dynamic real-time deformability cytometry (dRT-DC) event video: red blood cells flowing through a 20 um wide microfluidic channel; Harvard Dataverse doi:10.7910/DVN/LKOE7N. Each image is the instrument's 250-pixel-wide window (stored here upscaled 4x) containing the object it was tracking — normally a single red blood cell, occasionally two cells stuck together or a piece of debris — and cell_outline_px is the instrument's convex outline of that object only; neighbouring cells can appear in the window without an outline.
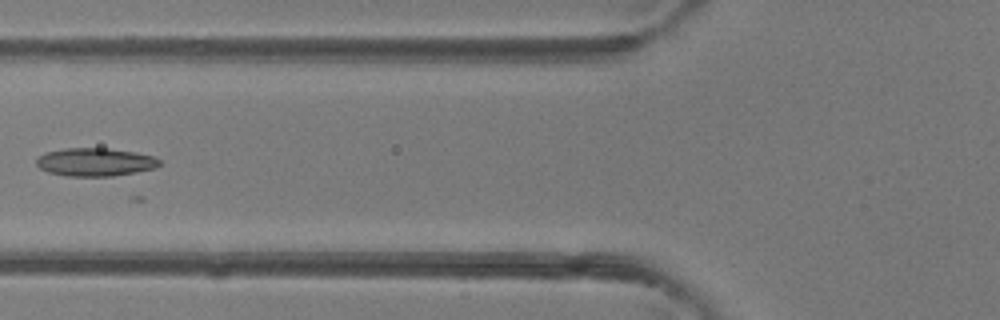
{"species": "common noctule bat (a hibernating species)", "species_latin": "Nyctalus noctula", "temperature_condition": "room temperature", "stored_images_in_passage": 5, "camera_frame_rate_fps": 3000, "um_per_image_px": 0.085, "animal": {"sex": "female"}, "frame": {"image": 1, "passage_image": 5, "time_ms": 5.333, "image_size_px": [1000, 320], "cell_outline_px": [[160, 164], [156, 168], [136, 172], [112, 176], [68, 176], [48, 172], [40, 168], [36, 164], [36, 160], [40, 156], [48, 152], [64, 148], [108, 148], [136, 152], [152, 156], [160, 160]], "centroid_in_image_um": [8.11, 13.77], "position_along_channel_um": 117.7, "area_um2": 20.11}}